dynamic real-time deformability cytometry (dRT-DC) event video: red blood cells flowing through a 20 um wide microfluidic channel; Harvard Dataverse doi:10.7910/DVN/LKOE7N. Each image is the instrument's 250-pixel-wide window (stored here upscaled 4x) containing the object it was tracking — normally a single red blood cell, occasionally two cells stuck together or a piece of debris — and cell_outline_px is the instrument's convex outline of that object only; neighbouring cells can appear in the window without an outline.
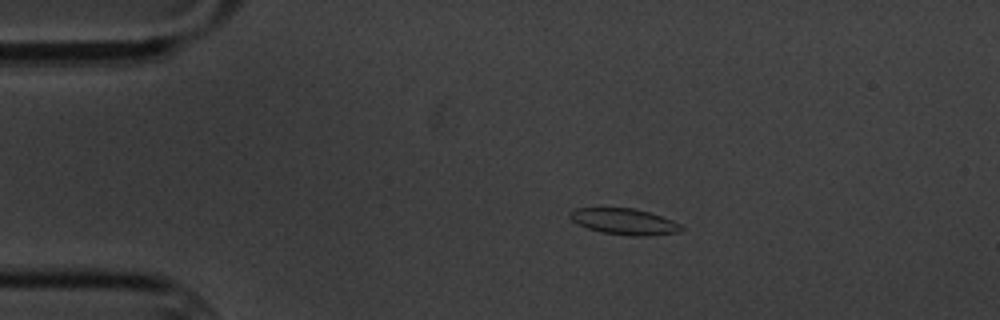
{"species": "common noctule bat (a hibernating species)", "species_latin": "Nyctalus noctula", "temperature_condition": "cold", "stored_images_in_passage": 9, "camera_frame_rate_fps": 3000, "um_per_image_px": 0.085, "animal": {"sex": "male", "body_mass_g": 20.1, "forearm_length_mm": 53.5}, "frame": {"image": 1, "passage_image": 3, "time_ms": 2.667, "image_size_px": [1000, 320], "cell_outline_px": [[684, 228], [680, 232], [644, 236], [628, 236], [604, 232], [588, 228], [572, 220], [568, 216], [568, 212], [576, 208], [636, 208], [672, 220], [680, 224]], "centroid_in_image_um": [53.07, 18.83], "position_along_channel_um": 31.9, "area_um2": 16.82}}
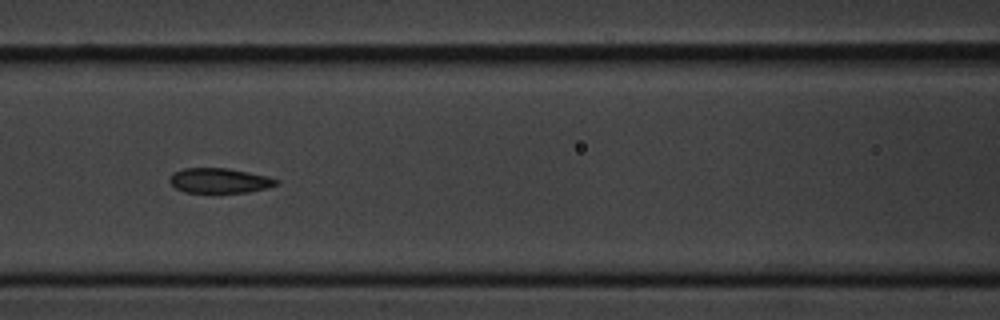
{"frame": {"image": 2, "passage_image": 7, "time_ms": 7.333, "image_size_px": [1000, 320], "cell_outline_px": [[280, 184], [248, 192], [184, 192], [176, 188], [168, 180], [172, 172], [184, 168], [228, 168], [268, 176], [280, 180]], "centroid_in_image_um": [18.65, 15.34], "position_along_channel_um": 147.9, "area_um2": 15.49}}
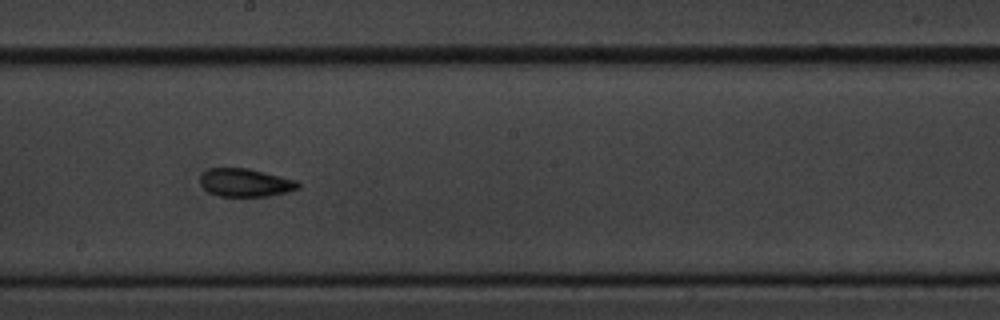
{"frame": {"image": 3, "passage_image": 9, "time_ms": 9.667, "image_size_px": [1000, 320], "cell_outline_px": [[300, 188], [288, 192], [268, 196], [220, 196], [208, 192], [200, 184], [200, 176], [208, 168], [248, 168], [296, 180], [300, 184]], "centroid_in_image_um": [20.85, 15.52], "position_along_channel_um": 227.3, "area_um2": 16.07}}